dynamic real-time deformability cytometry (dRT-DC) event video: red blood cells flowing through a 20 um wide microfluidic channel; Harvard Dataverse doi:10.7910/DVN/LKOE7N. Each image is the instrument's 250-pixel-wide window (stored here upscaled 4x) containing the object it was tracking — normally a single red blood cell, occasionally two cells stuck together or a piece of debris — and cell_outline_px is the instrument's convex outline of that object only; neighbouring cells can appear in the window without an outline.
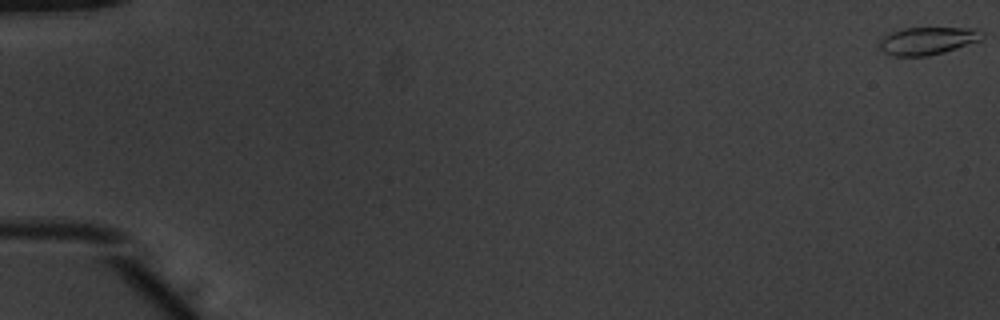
{"species": "common noctule bat (a hibernating species)", "species_latin": "Nyctalus noctula", "temperature_condition": "warm", "stored_images_in_passage": 54, "camera_frame_rate_fps": 3000, "um_per_image_px": 0.085, "animal": {"sex": "male", "body_mass_g": 20.1, "forearm_length_mm": 53.5}, "frame": {"image": 1, "passage_image": 1, "time_ms": 0.0, "image_size_px": [1000, 320], "cell_outline_px": [[984, 36], [980, 40], [944, 52], [928, 56], [892, 56], [884, 52], [880, 48], [880, 40], [884, 36], [892, 32], [904, 28], [980, 28], [984, 32]], "centroid_in_image_um": [78.87, 3.46], "position_along_channel_um": 6.1, "area_um2": 16.53}}
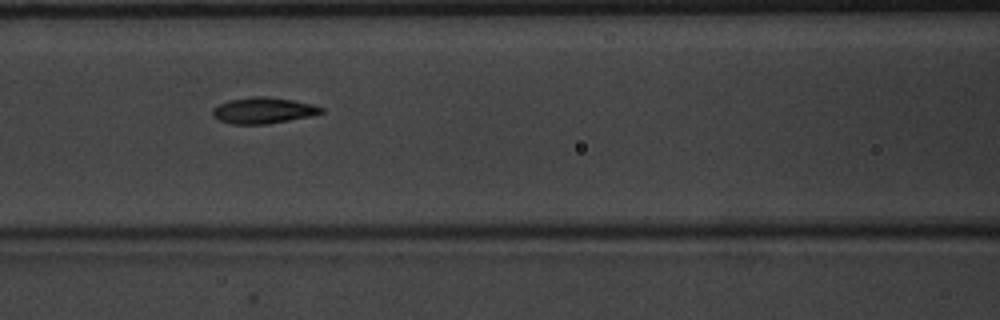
{"frame": {"image": 2, "passage_image": 25, "time_ms": 8.0, "image_size_px": [1000, 320], "cell_outline_px": [[324, 112], [312, 116], [268, 124], [232, 124], [220, 120], [212, 116], [212, 108], [228, 100], [252, 96], [264, 96], [292, 100], [312, 104], [324, 108]], "centroid_in_image_um": [22.38, 9.39], "position_along_channel_um": 144.2, "area_um2": 16.59}}
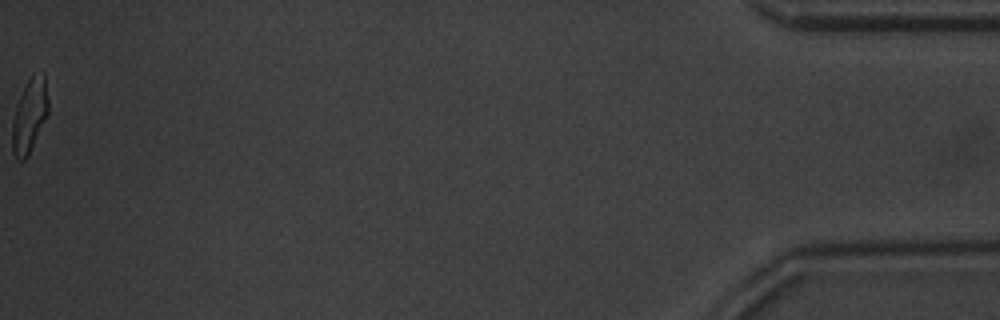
{"frame": {"image": 3, "passage_image": 54, "time_ms": 17.667, "image_size_px": [1000, 320], "cell_outline_px": [[48, 112], [28, 156], [24, 160], [16, 160], [12, 152], [12, 120], [20, 96], [28, 80], [32, 76], [44, 72], [48, 100]], "centroid_in_image_um": [2.49, 9.87], "position_along_channel_um": 432.7, "area_um2": 15.2}, "authors_computed_cell_mechanics": {"area_um2": 16.3285, "velocity_mm_per_s": 3.9287, "shape_relaxation_time_tau1_ms": 2.548, "shape_relaxation_time_tau2_ms": 1.2432, "deformation_change_tau1": 0.1854, "deformation_change_tau2": 0.0841}}